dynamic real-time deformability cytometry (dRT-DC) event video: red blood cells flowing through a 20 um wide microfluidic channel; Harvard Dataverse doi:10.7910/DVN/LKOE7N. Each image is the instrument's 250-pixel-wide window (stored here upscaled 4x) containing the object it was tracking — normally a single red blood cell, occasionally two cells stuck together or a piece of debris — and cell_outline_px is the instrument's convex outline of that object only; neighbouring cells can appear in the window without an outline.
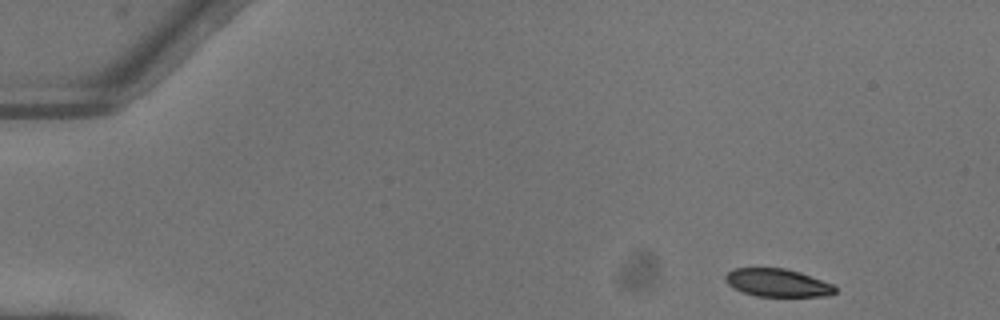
{"species": "common noctule bat (a hibernating species)", "species_latin": "Nyctalus noctula", "temperature_condition": "warm", "stored_images_in_passage": 47, "camera_frame_rate_fps": 3000, "um_per_image_px": 0.085, "animal": {"sex": "female"}, "frame": {"image": 1, "passage_image": 1, "time_ms": 0.0, "image_size_px": [1000, 320], "cell_outline_px": [[836, 292], [828, 296], [756, 296], [744, 292], [728, 284], [724, 276], [732, 268], [784, 268], [800, 272], [832, 284], [836, 288]], "centroid_in_image_um": [66.09, 24.03], "position_along_channel_um": 18.9, "area_um2": 17.69}}
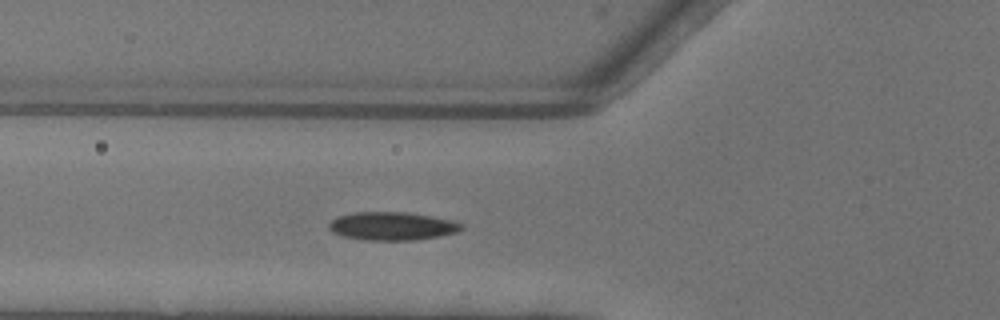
{"frame": {"image": 2, "passage_image": 15, "time_ms": 4.667, "image_size_px": [1000, 320], "cell_outline_px": [[464, 228], [456, 232], [440, 236], [412, 240], [368, 240], [344, 236], [332, 232], [328, 228], [328, 224], [336, 216], [356, 212], [404, 212], [452, 220], [464, 224]], "centroid_in_image_um": [33.32, 19.21], "position_along_channel_um": 92.5, "area_um2": 21.68}}
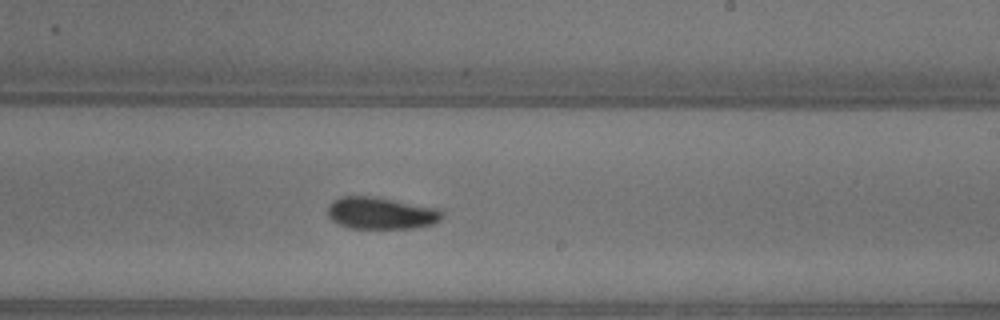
{"frame": {"image": 3, "passage_image": 27, "time_ms": 8.667, "image_size_px": [1000, 320], "cell_outline_px": [[444, 216], [440, 220], [432, 224], [412, 228], [348, 228], [336, 224], [328, 216], [328, 208], [340, 196], [376, 196], [440, 208], [444, 212]], "centroid_in_image_um": [32.43, 18.11], "position_along_channel_um": 256.6, "area_um2": 21.56}, "authors_computed_cell_mechanics": {"area_um2": 20.3456, "velocity_mm_per_s": 4.0955, "shape_relaxation_time_tau1_ms": 4.6577, "shape_relaxation_time_tau2_ms": 10.8864, "deformation_change_tau1": 0.1322, "deformation_change_tau2": 0.1599}}